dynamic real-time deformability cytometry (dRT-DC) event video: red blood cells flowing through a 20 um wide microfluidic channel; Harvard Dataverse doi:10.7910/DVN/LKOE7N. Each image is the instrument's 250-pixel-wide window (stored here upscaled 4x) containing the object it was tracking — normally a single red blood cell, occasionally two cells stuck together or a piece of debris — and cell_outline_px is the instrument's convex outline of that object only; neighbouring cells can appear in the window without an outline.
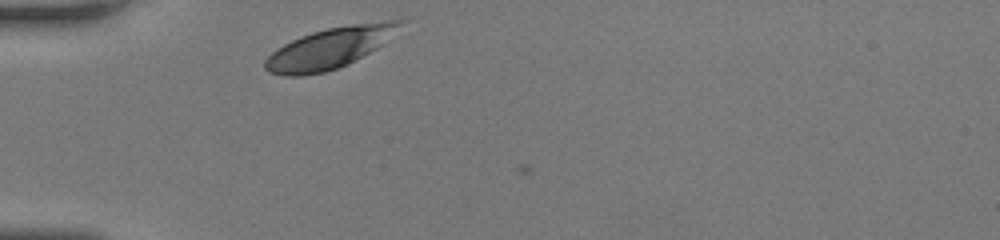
{"species": "human", "species_latin": "Homo sapiens", "temperature_condition": "room temperature", "stored_images_in_passage": 27, "camera_frame_rate_fps": 3000, "um_per_image_px": 0.085, "donor": {"sex": "female"}, "frame": {"image": 1, "passage_image": 1, "time_ms": 0.0, "image_size_px": [1000, 240], "cell_outline_px": [[408, 20], [376, 48], [336, 68], [324, 72], [300, 76], [284, 76], [268, 72], [264, 68], [264, 60], [276, 48], [300, 36], [312, 32], [328, 28], [352, 24], [392, 20]], "centroid_in_image_um": [27.94, 4.09], "position_along_channel_um": 57.1, "area_um2": 31.33}}
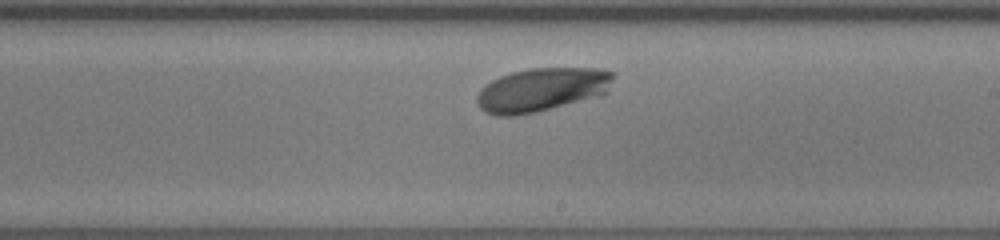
{"frame": {"image": 2, "passage_image": 16, "time_ms": 5.0, "image_size_px": [1000, 240], "cell_outline_px": [[616, 76], [608, 92], [604, 96], [536, 112], [516, 116], [496, 116], [484, 112], [476, 104], [476, 96], [480, 88], [492, 80], [500, 76], [512, 72], [528, 68], [604, 68], [612, 72]], "centroid_in_image_um": [46.09, 7.63], "position_along_channel_um": 242.9, "area_um2": 35.55}}
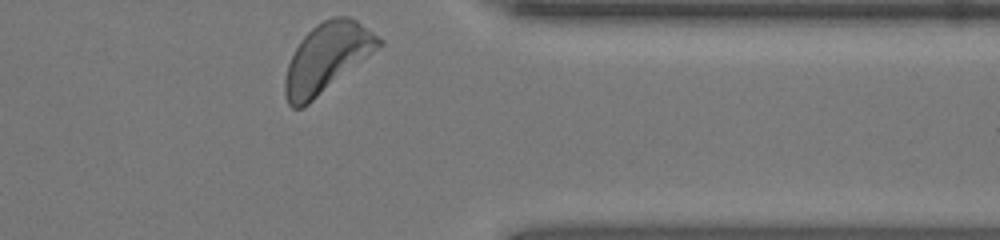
{"frame": {"image": 3, "passage_image": 27, "time_ms": 8.667, "image_size_px": [1000, 240], "cell_outline_px": [[384, 44], [308, 104], [300, 108], [292, 108], [288, 104], [284, 92], [284, 80], [288, 64], [300, 40], [316, 24], [332, 16], [348, 16], [356, 20], [384, 40]], "centroid_in_image_um": [27.79, 4.9], "position_along_channel_um": 383.6, "area_um2": 37.34}, "authors_computed_cell_mechanics": {"area_um2": 33.5818, "velocity_mm_per_s": 3.9929, "shape_relaxation_time_tau1_ms": 1.7742, "shape_relaxation_time_tau2_ms": null, "deformation_change_tau1": 0.1069, "deformation_change_tau2": null}}